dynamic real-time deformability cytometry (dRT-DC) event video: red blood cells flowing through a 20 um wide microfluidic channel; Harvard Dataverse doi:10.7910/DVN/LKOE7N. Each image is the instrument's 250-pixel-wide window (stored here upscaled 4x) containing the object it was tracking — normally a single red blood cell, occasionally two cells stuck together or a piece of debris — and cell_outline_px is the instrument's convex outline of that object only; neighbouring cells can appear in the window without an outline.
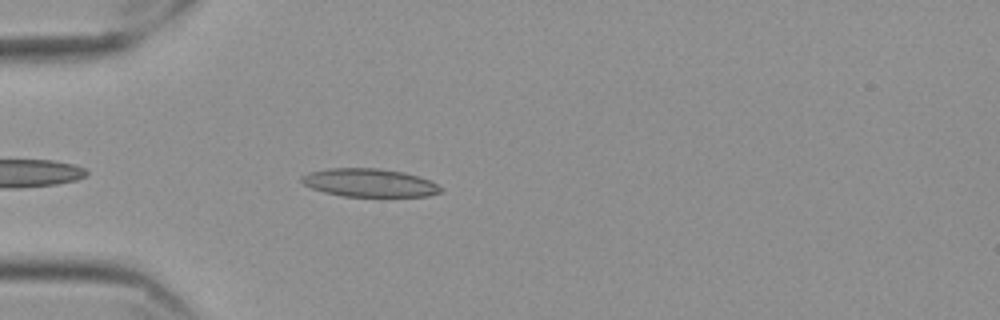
{"species": "Egyptian fruit bat (a non-hibernating species)", "species_latin": "Rousettus aegyptiacus", "temperature_condition": "cold", "stored_images_in_passage": 42, "camera_frame_rate_fps": 3000, "um_per_image_px": 0.085, "frame": {"image": 1, "passage_image": 4, "time_ms": 1.0, "image_size_px": [1000, 320], "cell_outline_px": [[440, 192], [428, 196], [344, 196], [324, 192], [312, 188], [304, 184], [300, 180], [300, 176], [308, 172], [328, 168], [376, 168], [404, 172], [428, 180], [436, 184], [440, 188]], "centroid_in_image_um": [31.33, 15.53], "position_along_channel_um": 53.7, "area_um2": 22.6}}
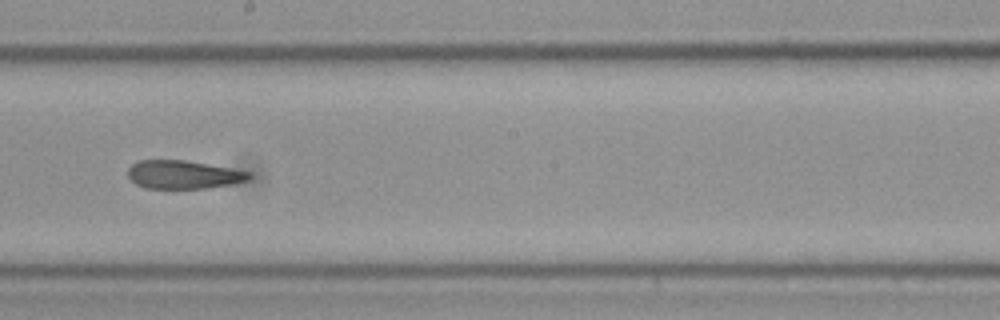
{"frame": {"image": 2, "passage_image": 20, "time_ms": 6.333, "image_size_px": [1000, 320], "cell_outline_px": [[252, 176], [248, 180], [232, 184], [208, 188], [144, 188], [136, 184], [128, 176], [128, 168], [132, 164], [140, 160], [184, 160], [252, 172]], "centroid_in_image_um": [15.59, 14.84], "position_along_channel_um": 232.6, "area_um2": 19.94}}
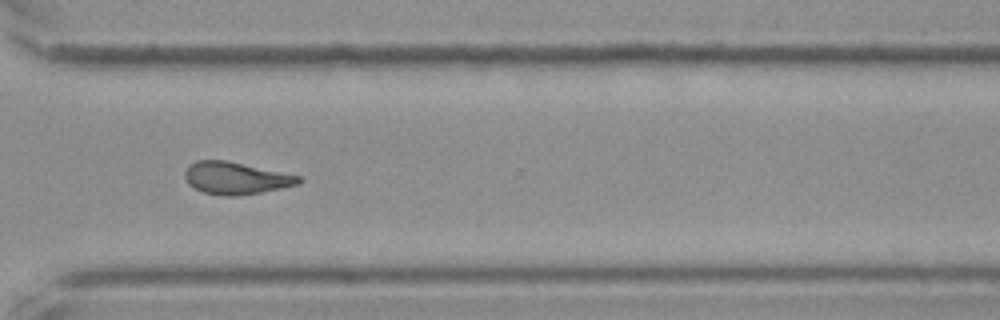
{"frame": {"image": 3, "passage_image": 30, "time_ms": 9.667, "image_size_px": [1000, 320], "cell_outline_px": [[300, 184], [260, 192], [236, 196], [220, 196], [204, 192], [188, 184], [184, 176], [184, 172], [188, 164], [196, 160], [224, 160], [300, 176]], "centroid_in_image_um": [19.98, 15.14], "position_along_channel_um": 350.6, "area_um2": 21.15}, "authors_computed_cell_mechanics": {"area_um2": 21.0681, "velocity_mm_per_s": 3.5444, "shape_relaxation_time_tau1_ms": null, "shape_relaxation_time_tau2_ms": 3.6942, "deformation_change_tau1": null, "deformation_change_tau2": 0.1243}}